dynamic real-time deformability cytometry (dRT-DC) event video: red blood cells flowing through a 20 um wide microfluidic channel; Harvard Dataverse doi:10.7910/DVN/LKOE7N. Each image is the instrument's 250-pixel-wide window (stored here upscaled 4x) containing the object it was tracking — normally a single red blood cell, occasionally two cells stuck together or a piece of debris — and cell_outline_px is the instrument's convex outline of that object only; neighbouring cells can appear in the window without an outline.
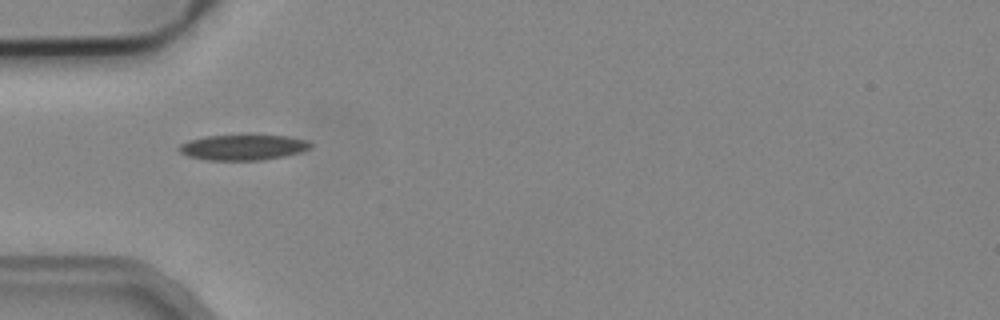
{"species": "common noctule bat (a hibernating species)", "species_latin": "Nyctalus noctula", "temperature_condition": "cold", "stored_images_in_passage": 1, "camera_frame_rate_fps": 3000, "um_per_image_px": 0.085, "animal": {"sex": "male", "body_mass_g": 19.2, "forearm_length_mm": 51.8}, "frame": {"image": 1, "passage_image": 1, "time_ms": 0.0, "image_size_px": [1000, 320], "cell_outline_px": [[312, 148], [300, 152], [284, 156], [264, 160], [204, 160], [188, 156], [180, 152], [176, 148], [180, 144], [188, 140], [204, 136], [244, 132], [252, 132], [288, 136], [308, 140], [312, 144]], "centroid_in_image_um": [20.66, 12.46], "position_along_channel_um": 64.3, "area_um2": 20.87}}